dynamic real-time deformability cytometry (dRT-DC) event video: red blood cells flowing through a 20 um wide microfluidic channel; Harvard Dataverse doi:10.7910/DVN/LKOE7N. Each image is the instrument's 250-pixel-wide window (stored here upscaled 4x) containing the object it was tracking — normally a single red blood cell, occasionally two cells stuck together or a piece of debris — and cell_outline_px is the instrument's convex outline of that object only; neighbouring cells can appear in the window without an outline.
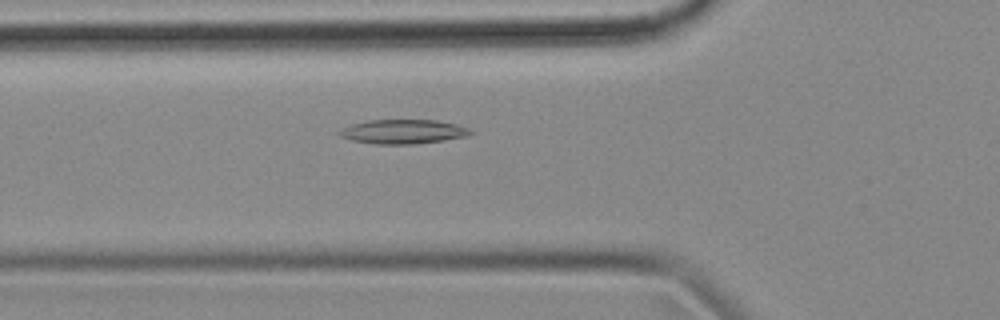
{"species": "common noctule bat (a hibernating species)", "species_latin": "Nyctalus noctula", "temperature_condition": "cold", "stored_images_in_passage": 31, "camera_frame_rate_fps": 3000, "um_per_image_px": 0.085, "animal": {"sex": "female", "body_mass_g": 18.4}, "frame": {"image": 1, "passage_image": 5, "time_ms": 1.333, "image_size_px": [1000, 320], "cell_outline_px": [[476, 132], [468, 136], [444, 140], [412, 144], [376, 144], [352, 140], [340, 136], [336, 132], [340, 128], [352, 124], [368, 120], [436, 120], [456, 124], [472, 128]], "centroid_in_image_um": [34.29, 11.18], "position_along_channel_um": 91.5, "area_um2": 18.73}}
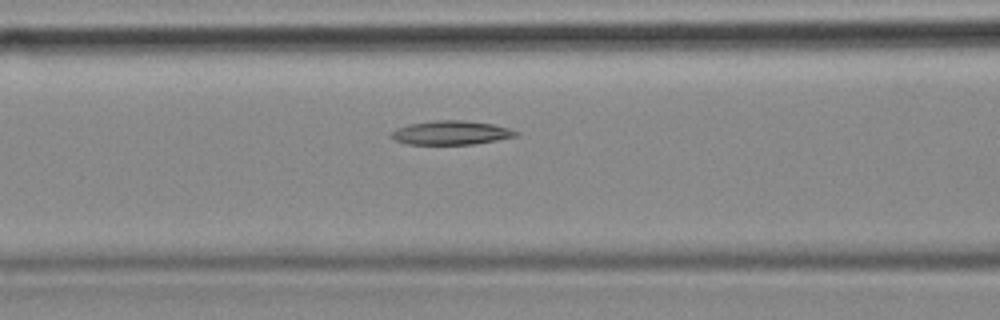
{"frame": {"image": 2, "passage_image": 8, "time_ms": 2.333, "image_size_px": [1000, 320], "cell_outline_px": [[520, 132], [516, 136], [476, 144], [408, 144], [396, 140], [388, 136], [388, 132], [396, 128], [408, 124], [436, 120], [464, 120], [492, 124], [508, 128]], "centroid_in_image_um": [38.29, 11.28], "position_along_channel_um": 128.3, "area_um2": 17.46}}
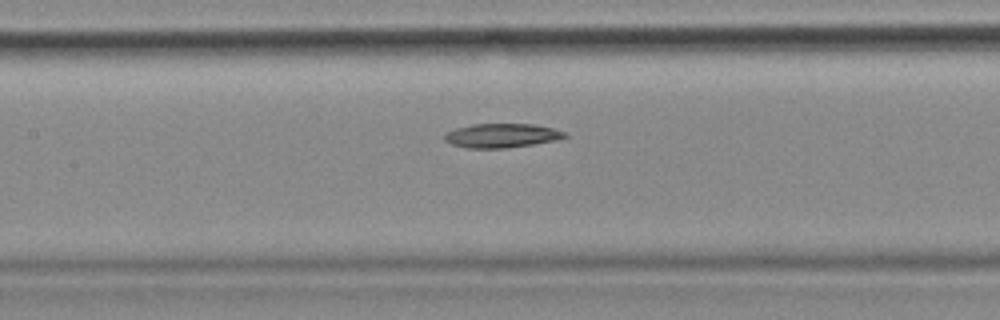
{"frame": {"image": 3, "passage_image": 11, "time_ms": 3.333, "image_size_px": [1000, 320], "cell_outline_px": [[568, 136], [556, 140], [532, 144], [504, 148], [468, 148], [452, 144], [444, 140], [444, 132], [456, 128], [472, 124], [536, 124], [568, 132]], "centroid_in_image_um": [42.65, 11.51], "position_along_channel_um": 164.8, "area_um2": 16.94}}